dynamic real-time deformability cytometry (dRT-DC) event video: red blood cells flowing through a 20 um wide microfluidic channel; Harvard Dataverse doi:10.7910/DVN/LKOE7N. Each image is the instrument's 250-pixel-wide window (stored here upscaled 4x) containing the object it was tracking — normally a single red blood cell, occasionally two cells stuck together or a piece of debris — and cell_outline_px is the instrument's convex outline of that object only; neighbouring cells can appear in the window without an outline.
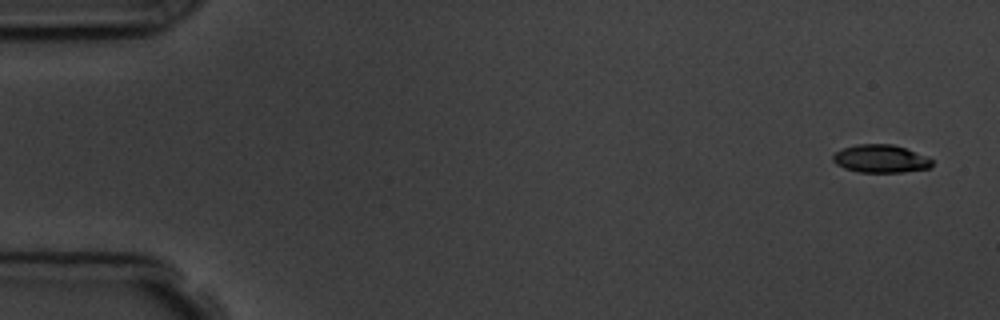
{"species": "common noctule bat (a hibernating species)", "species_latin": "Nyctalus noctula", "temperature_condition": "room temperature", "stored_images_in_passage": 5, "camera_frame_rate_fps": 3000, "um_per_image_px": 0.085, "animal": {"sex": "male", "body_mass_g": 19.5, "forearm_length_mm": 54.6}, "frame": {"image": 1, "passage_image": 1, "time_ms": 0.0, "image_size_px": [1000, 320], "cell_outline_px": [[932, 168], [904, 172], [856, 172], [844, 168], [836, 164], [832, 160], [832, 156], [836, 152], [844, 148], [856, 144], [892, 144], [928, 156], [932, 160]], "centroid_in_image_um": [74.87, 13.5], "position_along_channel_um": 10.1, "area_um2": 16.24}}
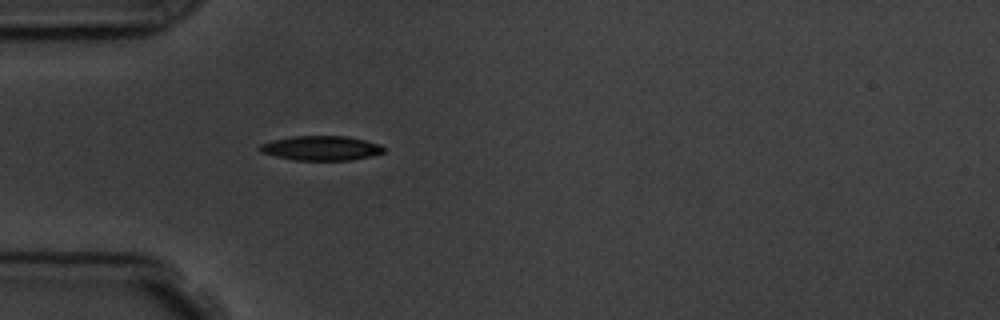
{"frame": {"image": 2, "passage_image": 5, "time_ms": 4.667, "image_size_px": [1000, 320], "cell_outline_px": [[384, 152], [372, 156], [352, 160], [296, 160], [276, 156], [260, 152], [256, 148], [260, 144], [272, 140], [292, 136], [344, 136], [364, 140], [380, 144], [384, 148]], "centroid_in_image_um": [27.27, 12.59], "position_along_channel_um": 57.7, "area_um2": 17.74}}